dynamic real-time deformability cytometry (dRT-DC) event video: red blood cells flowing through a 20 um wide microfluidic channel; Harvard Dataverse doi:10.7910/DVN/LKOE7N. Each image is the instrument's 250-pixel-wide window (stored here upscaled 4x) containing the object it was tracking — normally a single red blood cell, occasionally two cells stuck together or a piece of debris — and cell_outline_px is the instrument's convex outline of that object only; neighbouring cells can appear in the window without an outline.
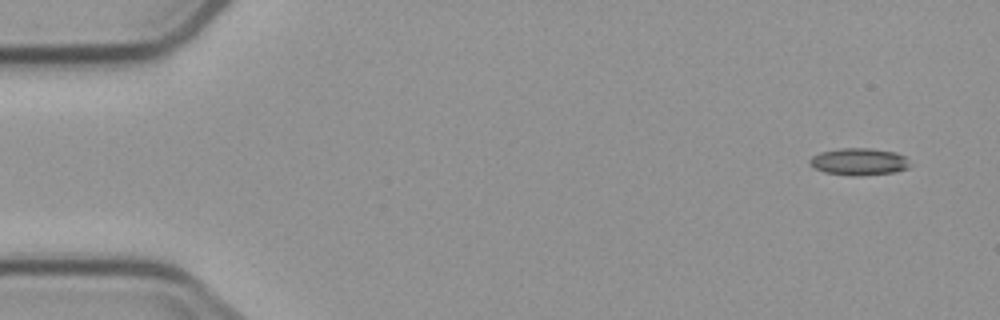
{"species": "common noctule bat (a hibernating species)", "species_latin": "Nyctalus noctula", "temperature_condition": "cold", "stored_images_in_passage": 6, "camera_frame_rate_fps": 3000, "um_per_image_px": 0.085, "animal": {"sex": "male", "body_mass_g": 23.1, "forearm_length_mm": 52.7}, "frame": {"image": 1, "passage_image": 1, "time_ms": 0.0, "image_size_px": [1000, 320], "cell_outline_px": [[908, 168], [896, 172], [852, 176], [824, 172], [816, 168], [808, 160], [812, 156], [820, 152], [840, 148], [872, 148], [896, 152], [904, 156], [908, 164]], "centroid_in_image_um": [73.0, 13.73], "position_along_channel_um": 12.0, "area_um2": 15.66}}
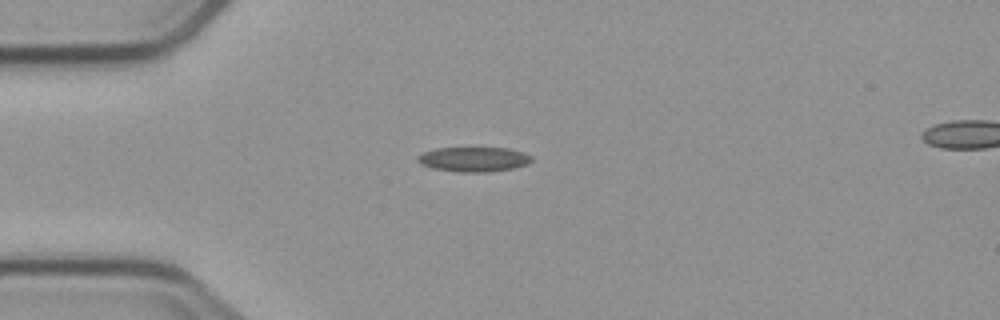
{"frame": {"image": 2, "passage_image": 4, "time_ms": 3.667, "image_size_px": [1000, 320], "cell_outline_px": [[532, 160], [528, 164], [512, 168], [484, 172], [456, 172], [432, 168], [420, 164], [416, 160], [416, 156], [424, 152], [436, 148], [508, 148], [524, 152], [532, 156]], "centroid_in_image_um": [40.24, 13.54], "position_along_channel_um": 44.8, "area_um2": 16.47}}
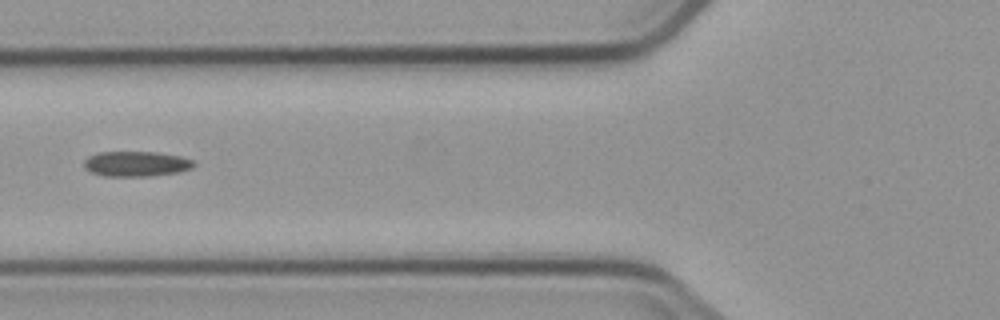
{"frame": {"image": 3, "passage_image": 6, "time_ms": 6.0, "image_size_px": [1000, 320], "cell_outline_px": [[196, 164], [192, 168], [180, 172], [148, 176], [104, 176], [92, 172], [84, 168], [84, 160], [88, 156], [100, 152], [156, 152], [180, 156], [192, 160]], "centroid_in_image_um": [11.58, 13.93], "position_along_channel_um": 114.2, "area_um2": 16.13}}